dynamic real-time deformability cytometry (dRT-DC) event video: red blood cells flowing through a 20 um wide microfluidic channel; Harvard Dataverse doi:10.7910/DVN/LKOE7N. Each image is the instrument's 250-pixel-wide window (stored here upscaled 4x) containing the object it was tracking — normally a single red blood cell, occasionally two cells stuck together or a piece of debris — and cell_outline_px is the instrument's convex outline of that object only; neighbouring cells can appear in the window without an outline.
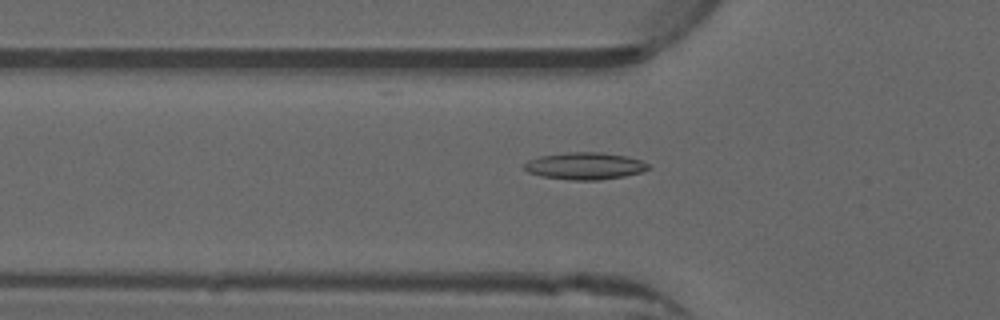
{"species": "common noctule bat (a hibernating species)", "species_latin": "Nyctalus noctula", "temperature_condition": "warm", "stored_images_in_passage": 38, "camera_frame_rate_fps": 3000, "um_per_image_px": 0.085, "animal": {"sex": "male", "forearm_length_mm": 52.5}, "frame": {"image": 1, "passage_image": 4, "time_ms": 1.0, "image_size_px": [1000, 320], "cell_outline_px": [[652, 168], [640, 172], [624, 176], [600, 180], [568, 180], [540, 176], [528, 172], [524, 168], [524, 164], [528, 160], [540, 156], [568, 152], [604, 152], [624, 156], [640, 160], [648, 164]], "centroid_in_image_um": [49.7, 14.11], "position_along_channel_um": 76.1, "area_um2": 19.59}}
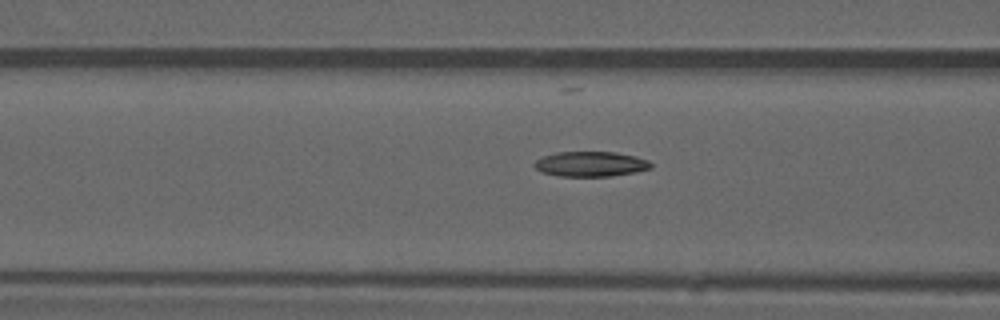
{"frame": {"image": 2, "passage_image": 7, "time_ms": 2.0, "image_size_px": [1000, 320], "cell_outline_px": [[652, 168], [636, 172], [608, 176], [560, 176], [540, 172], [532, 164], [536, 160], [544, 156], [556, 152], [616, 152], [636, 156], [648, 160], [652, 164]], "centroid_in_image_um": [50.21, 13.94], "position_along_channel_um": 116.4, "area_um2": 17.05}}
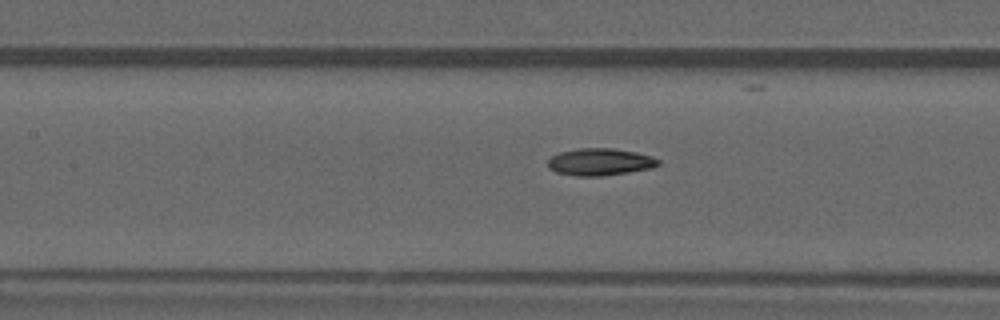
{"frame": {"image": 3, "passage_image": 10, "time_ms": 3.0, "image_size_px": [1000, 320], "cell_outline_px": [[660, 164], [652, 168], [604, 176], [576, 176], [556, 172], [548, 168], [548, 160], [552, 156], [560, 152], [576, 148], [612, 148], [636, 152], [652, 156], [660, 160]], "centroid_in_image_um": [51.0, 13.76], "position_along_channel_um": 156.4, "area_um2": 17.57}}